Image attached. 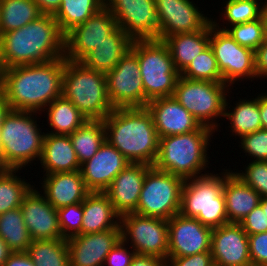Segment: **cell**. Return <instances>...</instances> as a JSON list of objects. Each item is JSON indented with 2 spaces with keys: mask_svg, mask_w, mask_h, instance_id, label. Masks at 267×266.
I'll list each match as a JSON object with an SVG mask.
<instances>
[{
  "mask_svg": "<svg viewBox=\"0 0 267 266\" xmlns=\"http://www.w3.org/2000/svg\"><path fill=\"white\" fill-rule=\"evenodd\" d=\"M65 57L43 63L0 69V92L12 110L40 115L62 96Z\"/></svg>",
  "mask_w": 267,
  "mask_h": 266,
  "instance_id": "obj_1",
  "label": "cell"
},
{
  "mask_svg": "<svg viewBox=\"0 0 267 266\" xmlns=\"http://www.w3.org/2000/svg\"><path fill=\"white\" fill-rule=\"evenodd\" d=\"M65 56V35L53 15L42 14L0 35V69L43 63Z\"/></svg>",
  "mask_w": 267,
  "mask_h": 266,
  "instance_id": "obj_2",
  "label": "cell"
},
{
  "mask_svg": "<svg viewBox=\"0 0 267 266\" xmlns=\"http://www.w3.org/2000/svg\"><path fill=\"white\" fill-rule=\"evenodd\" d=\"M103 123L106 141L130 163L154 165L160 138L146 107L114 108Z\"/></svg>",
  "mask_w": 267,
  "mask_h": 266,
  "instance_id": "obj_3",
  "label": "cell"
},
{
  "mask_svg": "<svg viewBox=\"0 0 267 266\" xmlns=\"http://www.w3.org/2000/svg\"><path fill=\"white\" fill-rule=\"evenodd\" d=\"M214 133L212 129L201 126L189 133L161 137L153 166L184 180L208 174L201 172L206 171L210 163L207 150Z\"/></svg>",
  "mask_w": 267,
  "mask_h": 266,
  "instance_id": "obj_4",
  "label": "cell"
},
{
  "mask_svg": "<svg viewBox=\"0 0 267 266\" xmlns=\"http://www.w3.org/2000/svg\"><path fill=\"white\" fill-rule=\"evenodd\" d=\"M34 114L36 117V112L11 109L5 116L0 148L1 160L6 168L23 169L33 163L31 161L41 159L46 133L41 132Z\"/></svg>",
  "mask_w": 267,
  "mask_h": 266,
  "instance_id": "obj_5",
  "label": "cell"
},
{
  "mask_svg": "<svg viewBox=\"0 0 267 266\" xmlns=\"http://www.w3.org/2000/svg\"><path fill=\"white\" fill-rule=\"evenodd\" d=\"M62 95L70 100L87 120H104L113 110L105 73L91 70L80 61L65 59Z\"/></svg>",
  "mask_w": 267,
  "mask_h": 266,
  "instance_id": "obj_6",
  "label": "cell"
},
{
  "mask_svg": "<svg viewBox=\"0 0 267 266\" xmlns=\"http://www.w3.org/2000/svg\"><path fill=\"white\" fill-rule=\"evenodd\" d=\"M221 176V177H220ZM185 179L181 191L180 214L196 218L212 229L228 222L223 193L224 172Z\"/></svg>",
  "mask_w": 267,
  "mask_h": 266,
  "instance_id": "obj_7",
  "label": "cell"
},
{
  "mask_svg": "<svg viewBox=\"0 0 267 266\" xmlns=\"http://www.w3.org/2000/svg\"><path fill=\"white\" fill-rule=\"evenodd\" d=\"M130 49L139 62L145 107L153 99L173 96L180 73L167 45L158 39L133 40Z\"/></svg>",
  "mask_w": 267,
  "mask_h": 266,
  "instance_id": "obj_8",
  "label": "cell"
},
{
  "mask_svg": "<svg viewBox=\"0 0 267 266\" xmlns=\"http://www.w3.org/2000/svg\"><path fill=\"white\" fill-rule=\"evenodd\" d=\"M229 87L222 82L192 80L179 76L173 96L201 126L215 132L220 126L215 120L224 117L226 97L231 89Z\"/></svg>",
  "mask_w": 267,
  "mask_h": 266,
  "instance_id": "obj_9",
  "label": "cell"
},
{
  "mask_svg": "<svg viewBox=\"0 0 267 266\" xmlns=\"http://www.w3.org/2000/svg\"><path fill=\"white\" fill-rule=\"evenodd\" d=\"M184 179L151 166L144 178L136 214L171 219L179 214Z\"/></svg>",
  "mask_w": 267,
  "mask_h": 266,
  "instance_id": "obj_10",
  "label": "cell"
},
{
  "mask_svg": "<svg viewBox=\"0 0 267 266\" xmlns=\"http://www.w3.org/2000/svg\"><path fill=\"white\" fill-rule=\"evenodd\" d=\"M210 46L214 52L222 83L230 87L236 81L256 79L255 51L239 45L226 31L210 23Z\"/></svg>",
  "mask_w": 267,
  "mask_h": 266,
  "instance_id": "obj_11",
  "label": "cell"
},
{
  "mask_svg": "<svg viewBox=\"0 0 267 266\" xmlns=\"http://www.w3.org/2000/svg\"><path fill=\"white\" fill-rule=\"evenodd\" d=\"M121 239L136 253L167 260L168 220L129 213L120 217Z\"/></svg>",
  "mask_w": 267,
  "mask_h": 266,
  "instance_id": "obj_12",
  "label": "cell"
},
{
  "mask_svg": "<svg viewBox=\"0 0 267 266\" xmlns=\"http://www.w3.org/2000/svg\"><path fill=\"white\" fill-rule=\"evenodd\" d=\"M107 93L114 108L145 107V90L137 55L129 51L105 74Z\"/></svg>",
  "mask_w": 267,
  "mask_h": 266,
  "instance_id": "obj_13",
  "label": "cell"
},
{
  "mask_svg": "<svg viewBox=\"0 0 267 266\" xmlns=\"http://www.w3.org/2000/svg\"><path fill=\"white\" fill-rule=\"evenodd\" d=\"M104 6L133 40L158 39L155 0H104Z\"/></svg>",
  "mask_w": 267,
  "mask_h": 266,
  "instance_id": "obj_14",
  "label": "cell"
},
{
  "mask_svg": "<svg viewBox=\"0 0 267 266\" xmlns=\"http://www.w3.org/2000/svg\"><path fill=\"white\" fill-rule=\"evenodd\" d=\"M117 27L113 14L103 6L65 35V59L81 61Z\"/></svg>",
  "mask_w": 267,
  "mask_h": 266,
  "instance_id": "obj_15",
  "label": "cell"
},
{
  "mask_svg": "<svg viewBox=\"0 0 267 266\" xmlns=\"http://www.w3.org/2000/svg\"><path fill=\"white\" fill-rule=\"evenodd\" d=\"M190 0H155L159 26L158 40L171 35L205 29L212 19L204 16Z\"/></svg>",
  "mask_w": 267,
  "mask_h": 266,
  "instance_id": "obj_16",
  "label": "cell"
},
{
  "mask_svg": "<svg viewBox=\"0 0 267 266\" xmlns=\"http://www.w3.org/2000/svg\"><path fill=\"white\" fill-rule=\"evenodd\" d=\"M212 228L180 213L168 220V256L185 257L211 252Z\"/></svg>",
  "mask_w": 267,
  "mask_h": 266,
  "instance_id": "obj_17",
  "label": "cell"
},
{
  "mask_svg": "<svg viewBox=\"0 0 267 266\" xmlns=\"http://www.w3.org/2000/svg\"><path fill=\"white\" fill-rule=\"evenodd\" d=\"M211 255L215 266H252L248 235L240 223L229 222L212 230Z\"/></svg>",
  "mask_w": 267,
  "mask_h": 266,
  "instance_id": "obj_18",
  "label": "cell"
},
{
  "mask_svg": "<svg viewBox=\"0 0 267 266\" xmlns=\"http://www.w3.org/2000/svg\"><path fill=\"white\" fill-rule=\"evenodd\" d=\"M121 240V226L67 239L70 266H104L106 256Z\"/></svg>",
  "mask_w": 267,
  "mask_h": 266,
  "instance_id": "obj_19",
  "label": "cell"
},
{
  "mask_svg": "<svg viewBox=\"0 0 267 266\" xmlns=\"http://www.w3.org/2000/svg\"><path fill=\"white\" fill-rule=\"evenodd\" d=\"M33 186L20 206L32 240L62 239L57 209Z\"/></svg>",
  "mask_w": 267,
  "mask_h": 266,
  "instance_id": "obj_20",
  "label": "cell"
},
{
  "mask_svg": "<svg viewBox=\"0 0 267 266\" xmlns=\"http://www.w3.org/2000/svg\"><path fill=\"white\" fill-rule=\"evenodd\" d=\"M131 164L114 146L105 141L96 154L81 165V174L90 192H105L113 179Z\"/></svg>",
  "mask_w": 267,
  "mask_h": 266,
  "instance_id": "obj_21",
  "label": "cell"
},
{
  "mask_svg": "<svg viewBox=\"0 0 267 266\" xmlns=\"http://www.w3.org/2000/svg\"><path fill=\"white\" fill-rule=\"evenodd\" d=\"M159 138L198 130L201 125L174 96L156 98L146 105Z\"/></svg>",
  "mask_w": 267,
  "mask_h": 266,
  "instance_id": "obj_22",
  "label": "cell"
},
{
  "mask_svg": "<svg viewBox=\"0 0 267 266\" xmlns=\"http://www.w3.org/2000/svg\"><path fill=\"white\" fill-rule=\"evenodd\" d=\"M151 165L129 164L112 181L105 191L114 210L121 217L136 213L143 181Z\"/></svg>",
  "mask_w": 267,
  "mask_h": 266,
  "instance_id": "obj_23",
  "label": "cell"
},
{
  "mask_svg": "<svg viewBox=\"0 0 267 266\" xmlns=\"http://www.w3.org/2000/svg\"><path fill=\"white\" fill-rule=\"evenodd\" d=\"M43 195L55 209L83 202L90 193L81 171L43 175Z\"/></svg>",
  "mask_w": 267,
  "mask_h": 266,
  "instance_id": "obj_24",
  "label": "cell"
},
{
  "mask_svg": "<svg viewBox=\"0 0 267 266\" xmlns=\"http://www.w3.org/2000/svg\"><path fill=\"white\" fill-rule=\"evenodd\" d=\"M40 163L44 175L74 172L81 169L69 135L46 133Z\"/></svg>",
  "mask_w": 267,
  "mask_h": 266,
  "instance_id": "obj_25",
  "label": "cell"
},
{
  "mask_svg": "<svg viewBox=\"0 0 267 266\" xmlns=\"http://www.w3.org/2000/svg\"><path fill=\"white\" fill-rule=\"evenodd\" d=\"M223 171L227 219L228 222L239 223L260 204L261 196L246 185L235 172L227 169Z\"/></svg>",
  "mask_w": 267,
  "mask_h": 266,
  "instance_id": "obj_26",
  "label": "cell"
},
{
  "mask_svg": "<svg viewBox=\"0 0 267 266\" xmlns=\"http://www.w3.org/2000/svg\"><path fill=\"white\" fill-rule=\"evenodd\" d=\"M133 39L117 27L105 40L90 51L80 62L91 70L111 71L131 48Z\"/></svg>",
  "mask_w": 267,
  "mask_h": 266,
  "instance_id": "obj_27",
  "label": "cell"
},
{
  "mask_svg": "<svg viewBox=\"0 0 267 266\" xmlns=\"http://www.w3.org/2000/svg\"><path fill=\"white\" fill-rule=\"evenodd\" d=\"M119 225L120 216L108 195L105 192H90L83 201L81 234L102 232Z\"/></svg>",
  "mask_w": 267,
  "mask_h": 266,
  "instance_id": "obj_28",
  "label": "cell"
},
{
  "mask_svg": "<svg viewBox=\"0 0 267 266\" xmlns=\"http://www.w3.org/2000/svg\"><path fill=\"white\" fill-rule=\"evenodd\" d=\"M163 42L169 49L175 68L181 74L210 45V24L199 31L171 35Z\"/></svg>",
  "mask_w": 267,
  "mask_h": 266,
  "instance_id": "obj_29",
  "label": "cell"
},
{
  "mask_svg": "<svg viewBox=\"0 0 267 266\" xmlns=\"http://www.w3.org/2000/svg\"><path fill=\"white\" fill-rule=\"evenodd\" d=\"M45 109H48L47 123L52 130L46 133L71 135L87 121L78 108L63 95L53 100Z\"/></svg>",
  "mask_w": 267,
  "mask_h": 266,
  "instance_id": "obj_30",
  "label": "cell"
},
{
  "mask_svg": "<svg viewBox=\"0 0 267 266\" xmlns=\"http://www.w3.org/2000/svg\"><path fill=\"white\" fill-rule=\"evenodd\" d=\"M225 103L224 118L226 117L230 121L231 127L230 132H232L235 137L238 136L239 139L247 134L256 132L262 129L260 110H259V95L252 99H240L239 102L235 103V107L232 111L228 106L229 102ZM229 109V111H228ZM231 111V112H230Z\"/></svg>",
  "mask_w": 267,
  "mask_h": 266,
  "instance_id": "obj_31",
  "label": "cell"
},
{
  "mask_svg": "<svg viewBox=\"0 0 267 266\" xmlns=\"http://www.w3.org/2000/svg\"><path fill=\"white\" fill-rule=\"evenodd\" d=\"M80 165L90 160L106 141V129L102 120H87L69 135Z\"/></svg>",
  "mask_w": 267,
  "mask_h": 266,
  "instance_id": "obj_32",
  "label": "cell"
},
{
  "mask_svg": "<svg viewBox=\"0 0 267 266\" xmlns=\"http://www.w3.org/2000/svg\"><path fill=\"white\" fill-rule=\"evenodd\" d=\"M41 15L33 0H0V35L19 29Z\"/></svg>",
  "mask_w": 267,
  "mask_h": 266,
  "instance_id": "obj_33",
  "label": "cell"
},
{
  "mask_svg": "<svg viewBox=\"0 0 267 266\" xmlns=\"http://www.w3.org/2000/svg\"><path fill=\"white\" fill-rule=\"evenodd\" d=\"M104 6V0H61L53 15L61 32L66 35L75 26L83 24Z\"/></svg>",
  "mask_w": 267,
  "mask_h": 266,
  "instance_id": "obj_34",
  "label": "cell"
},
{
  "mask_svg": "<svg viewBox=\"0 0 267 266\" xmlns=\"http://www.w3.org/2000/svg\"><path fill=\"white\" fill-rule=\"evenodd\" d=\"M0 237L13 252H27L33 240L20 207L0 214Z\"/></svg>",
  "mask_w": 267,
  "mask_h": 266,
  "instance_id": "obj_35",
  "label": "cell"
},
{
  "mask_svg": "<svg viewBox=\"0 0 267 266\" xmlns=\"http://www.w3.org/2000/svg\"><path fill=\"white\" fill-rule=\"evenodd\" d=\"M27 253L36 266H70L67 239L34 240Z\"/></svg>",
  "mask_w": 267,
  "mask_h": 266,
  "instance_id": "obj_36",
  "label": "cell"
},
{
  "mask_svg": "<svg viewBox=\"0 0 267 266\" xmlns=\"http://www.w3.org/2000/svg\"><path fill=\"white\" fill-rule=\"evenodd\" d=\"M18 170L21 169L6 168L0 174V214L19 208L24 196L33 187L16 175Z\"/></svg>",
  "mask_w": 267,
  "mask_h": 266,
  "instance_id": "obj_37",
  "label": "cell"
},
{
  "mask_svg": "<svg viewBox=\"0 0 267 266\" xmlns=\"http://www.w3.org/2000/svg\"><path fill=\"white\" fill-rule=\"evenodd\" d=\"M225 4L221 16L224 17L222 22L225 19V22L227 21L225 24L228 26L220 28L219 23L212 19V24L223 31L230 25L242 24L261 18L264 9V3L257 0H227Z\"/></svg>",
  "mask_w": 267,
  "mask_h": 266,
  "instance_id": "obj_38",
  "label": "cell"
},
{
  "mask_svg": "<svg viewBox=\"0 0 267 266\" xmlns=\"http://www.w3.org/2000/svg\"><path fill=\"white\" fill-rule=\"evenodd\" d=\"M180 76L192 80L222 82V75L211 46L196 56Z\"/></svg>",
  "mask_w": 267,
  "mask_h": 266,
  "instance_id": "obj_39",
  "label": "cell"
},
{
  "mask_svg": "<svg viewBox=\"0 0 267 266\" xmlns=\"http://www.w3.org/2000/svg\"><path fill=\"white\" fill-rule=\"evenodd\" d=\"M239 45L256 51L265 40L264 21L259 18L225 30Z\"/></svg>",
  "mask_w": 267,
  "mask_h": 266,
  "instance_id": "obj_40",
  "label": "cell"
},
{
  "mask_svg": "<svg viewBox=\"0 0 267 266\" xmlns=\"http://www.w3.org/2000/svg\"><path fill=\"white\" fill-rule=\"evenodd\" d=\"M62 239L81 235L83 202L57 209Z\"/></svg>",
  "mask_w": 267,
  "mask_h": 266,
  "instance_id": "obj_41",
  "label": "cell"
},
{
  "mask_svg": "<svg viewBox=\"0 0 267 266\" xmlns=\"http://www.w3.org/2000/svg\"><path fill=\"white\" fill-rule=\"evenodd\" d=\"M245 165V170L235 172L237 176L250 188L254 189L261 198L267 197V161L254 159Z\"/></svg>",
  "mask_w": 267,
  "mask_h": 266,
  "instance_id": "obj_42",
  "label": "cell"
},
{
  "mask_svg": "<svg viewBox=\"0 0 267 266\" xmlns=\"http://www.w3.org/2000/svg\"><path fill=\"white\" fill-rule=\"evenodd\" d=\"M241 148L255 161H267V129H259L256 132L244 135L240 138Z\"/></svg>",
  "mask_w": 267,
  "mask_h": 266,
  "instance_id": "obj_43",
  "label": "cell"
},
{
  "mask_svg": "<svg viewBox=\"0 0 267 266\" xmlns=\"http://www.w3.org/2000/svg\"><path fill=\"white\" fill-rule=\"evenodd\" d=\"M252 266H267V231L248 235Z\"/></svg>",
  "mask_w": 267,
  "mask_h": 266,
  "instance_id": "obj_44",
  "label": "cell"
},
{
  "mask_svg": "<svg viewBox=\"0 0 267 266\" xmlns=\"http://www.w3.org/2000/svg\"><path fill=\"white\" fill-rule=\"evenodd\" d=\"M239 223L247 235L267 231V217L260 205L256 206Z\"/></svg>",
  "mask_w": 267,
  "mask_h": 266,
  "instance_id": "obj_45",
  "label": "cell"
},
{
  "mask_svg": "<svg viewBox=\"0 0 267 266\" xmlns=\"http://www.w3.org/2000/svg\"><path fill=\"white\" fill-rule=\"evenodd\" d=\"M125 245L127 246L121 239L106 256L104 266H130L136 252L132 247L129 251Z\"/></svg>",
  "mask_w": 267,
  "mask_h": 266,
  "instance_id": "obj_46",
  "label": "cell"
},
{
  "mask_svg": "<svg viewBox=\"0 0 267 266\" xmlns=\"http://www.w3.org/2000/svg\"><path fill=\"white\" fill-rule=\"evenodd\" d=\"M166 266H215L211 252L185 257H167Z\"/></svg>",
  "mask_w": 267,
  "mask_h": 266,
  "instance_id": "obj_47",
  "label": "cell"
},
{
  "mask_svg": "<svg viewBox=\"0 0 267 266\" xmlns=\"http://www.w3.org/2000/svg\"><path fill=\"white\" fill-rule=\"evenodd\" d=\"M255 69L257 78L267 77V40L255 51Z\"/></svg>",
  "mask_w": 267,
  "mask_h": 266,
  "instance_id": "obj_48",
  "label": "cell"
},
{
  "mask_svg": "<svg viewBox=\"0 0 267 266\" xmlns=\"http://www.w3.org/2000/svg\"><path fill=\"white\" fill-rule=\"evenodd\" d=\"M130 266H166V260L152 255L136 253Z\"/></svg>",
  "mask_w": 267,
  "mask_h": 266,
  "instance_id": "obj_49",
  "label": "cell"
},
{
  "mask_svg": "<svg viewBox=\"0 0 267 266\" xmlns=\"http://www.w3.org/2000/svg\"><path fill=\"white\" fill-rule=\"evenodd\" d=\"M3 266H36L27 252H13Z\"/></svg>",
  "mask_w": 267,
  "mask_h": 266,
  "instance_id": "obj_50",
  "label": "cell"
},
{
  "mask_svg": "<svg viewBox=\"0 0 267 266\" xmlns=\"http://www.w3.org/2000/svg\"><path fill=\"white\" fill-rule=\"evenodd\" d=\"M42 14L54 15L61 5V0H33Z\"/></svg>",
  "mask_w": 267,
  "mask_h": 266,
  "instance_id": "obj_51",
  "label": "cell"
},
{
  "mask_svg": "<svg viewBox=\"0 0 267 266\" xmlns=\"http://www.w3.org/2000/svg\"><path fill=\"white\" fill-rule=\"evenodd\" d=\"M259 110L262 129H267V94H259Z\"/></svg>",
  "mask_w": 267,
  "mask_h": 266,
  "instance_id": "obj_52",
  "label": "cell"
},
{
  "mask_svg": "<svg viewBox=\"0 0 267 266\" xmlns=\"http://www.w3.org/2000/svg\"><path fill=\"white\" fill-rule=\"evenodd\" d=\"M10 110H11V107L7 103L3 94L0 92V134H1V128H2L4 118Z\"/></svg>",
  "mask_w": 267,
  "mask_h": 266,
  "instance_id": "obj_53",
  "label": "cell"
},
{
  "mask_svg": "<svg viewBox=\"0 0 267 266\" xmlns=\"http://www.w3.org/2000/svg\"><path fill=\"white\" fill-rule=\"evenodd\" d=\"M13 253L6 242L0 237V266H3L8 257Z\"/></svg>",
  "mask_w": 267,
  "mask_h": 266,
  "instance_id": "obj_54",
  "label": "cell"
},
{
  "mask_svg": "<svg viewBox=\"0 0 267 266\" xmlns=\"http://www.w3.org/2000/svg\"><path fill=\"white\" fill-rule=\"evenodd\" d=\"M262 18L264 21L265 39L267 40V6H264Z\"/></svg>",
  "mask_w": 267,
  "mask_h": 266,
  "instance_id": "obj_55",
  "label": "cell"
},
{
  "mask_svg": "<svg viewBox=\"0 0 267 266\" xmlns=\"http://www.w3.org/2000/svg\"><path fill=\"white\" fill-rule=\"evenodd\" d=\"M259 205L262 207V209H263V211L267 217V197L261 198Z\"/></svg>",
  "mask_w": 267,
  "mask_h": 266,
  "instance_id": "obj_56",
  "label": "cell"
},
{
  "mask_svg": "<svg viewBox=\"0 0 267 266\" xmlns=\"http://www.w3.org/2000/svg\"><path fill=\"white\" fill-rule=\"evenodd\" d=\"M6 169V167L3 165L1 156H0V174Z\"/></svg>",
  "mask_w": 267,
  "mask_h": 266,
  "instance_id": "obj_57",
  "label": "cell"
},
{
  "mask_svg": "<svg viewBox=\"0 0 267 266\" xmlns=\"http://www.w3.org/2000/svg\"><path fill=\"white\" fill-rule=\"evenodd\" d=\"M257 1H263V0H257ZM265 1H267V0H265ZM264 6H267V2H264Z\"/></svg>",
  "mask_w": 267,
  "mask_h": 266,
  "instance_id": "obj_58",
  "label": "cell"
}]
</instances>
